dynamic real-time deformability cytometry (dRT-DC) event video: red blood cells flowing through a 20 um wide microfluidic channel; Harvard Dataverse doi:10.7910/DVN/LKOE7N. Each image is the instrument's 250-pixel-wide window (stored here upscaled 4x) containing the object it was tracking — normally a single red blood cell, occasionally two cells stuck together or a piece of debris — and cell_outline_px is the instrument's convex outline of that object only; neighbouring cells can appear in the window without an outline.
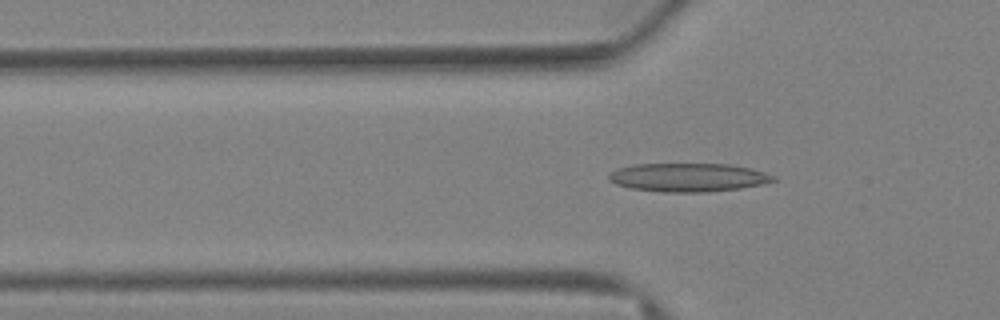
{"species": "Egyptian fruit bat (a non-hibernating species)", "species_latin": "Rousettus aegyptiacus", "temperature_condition": "warm", "stored_images_in_passage": 58, "camera_frame_rate_fps": 3000, "um_per_image_px": 0.085, "animal": {"sex": "female"}, "frame": {"image": 1, "passage_image": 19, "time_ms": 6.0, "image_size_px": [1000, 320], "cell_outline_px": [[776, 180], [760, 184], [740, 188], [708, 192], [664, 192], [632, 188], [616, 184], [608, 180], [608, 176], [616, 168], [632, 164], [728, 164], [748, 168], [764, 172], [776, 176]], "centroid_in_image_um": [58.47, 15.07], "position_along_channel_um": 67.3, "area_um2": 27.22}}
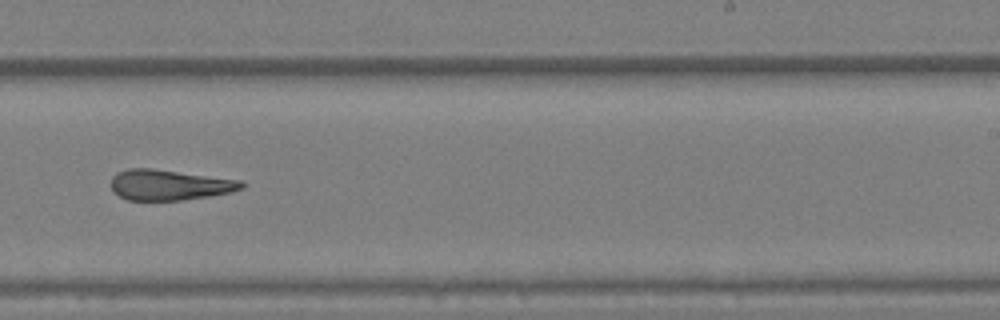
{"frame": {"image": 2, "passage_image": 37, "time_ms": 12.0, "image_size_px": [1000, 320], "cell_outline_px": [[248, 184], [244, 188], [232, 192], [208, 196], [180, 200], [128, 200], [120, 196], [112, 188], [112, 176], [116, 172], [128, 168], [152, 168], [240, 180]], "centroid_in_image_um": [14.43, 15.71], "position_along_channel_um": 274.6, "area_um2": 23.18}}
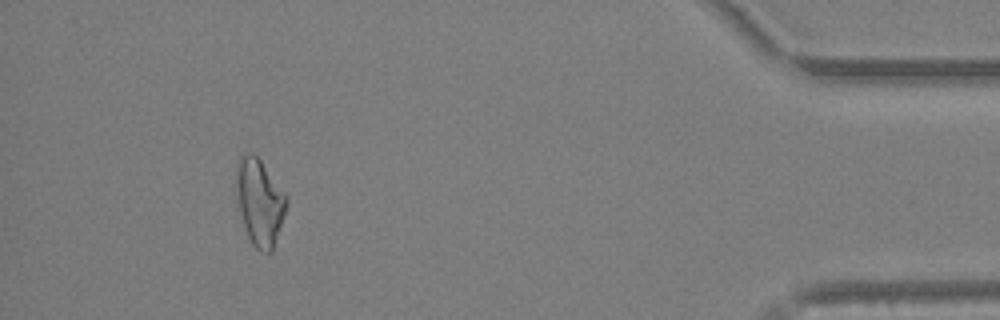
{"frame": {"image": 3, "passage_image": 54, "time_ms": 17.667, "image_size_px": [1000, 320], "cell_outline_px": [[288, 204], [272, 252], [260, 252], [252, 244], [248, 236], [236, 200], [236, 164], [240, 156], [248, 152], [252, 152], [260, 160], [288, 196]], "centroid_in_image_um": [22.07, 17.16], "position_along_channel_um": 413.1, "area_um2": 25.43}, "authors_computed_cell_mechanics": {"area_um2": 25.3164, "velocity_mm_per_s": 3.4802, "shape_relaxation_time_tau1_ms": null, "shape_relaxation_time_tau2_ms": 6.104, "deformation_change_tau1": null, "deformation_change_tau2": 0.2027}}